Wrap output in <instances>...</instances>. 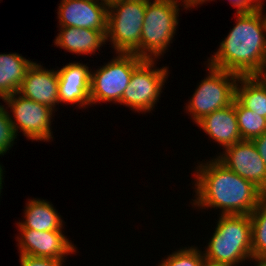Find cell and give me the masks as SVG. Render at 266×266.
<instances>
[{
  "instance_id": "8992f818",
  "label": "cell",
  "mask_w": 266,
  "mask_h": 266,
  "mask_svg": "<svg viewBox=\"0 0 266 266\" xmlns=\"http://www.w3.org/2000/svg\"><path fill=\"white\" fill-rule=\"evenodd\" d=\"M208 65V75L199 82L186 109L197 123L204 116L231 105L239 75Z\"/></svg>"
},
{
  "instance_id": "484cf974",
  "label": "cell",
  "mask_w": 266,
  "mask_h": 266,
  "mask_svg": "<svg viewBox=\"0 0 266 266\" xmlns=\"http://www.w3.org/2000/svg\"><path fill=\"white\" fill-rule=\"evenodd\" d=\"M252 141L255 144L262 160L266 164V131L259 137L253 139Z\"/></svg>"
},
{
  "instance_id": "ffe728a7",
  "label": "cell",
  "mask_w": 266,
  "mask_h": 266,
  "mask_svg": "<svg viewBox=\"0 0 266 266\" xmlns=\"http://www.w3.org/2000/svg\"><path fill=\"white\" fill-rule=\"evenodd\" d=\"M242 140L259 137L266 131V118L243 107L236 99L233 101Z\"/></svg>"
},
{
  "instance_id": "5bb4252c",
  "label": "cell",
  "mask_w": 266,
  "mask_h": 266,
  "mask_svg": "<svg viewBox=\"0 0 266 266\" xmlns=\"http://www.w3.org/2000/svg\"><path fill=\"white\" fill-rule=\"evenodd\" d=\"M41 65L33 62L27 70L18 93L55 109L59 104L58 97V71L43 69Z\"/></svg>"
},
{
  "instance_id": "8fae6325",
  "label": "cell",
  "mask_w": 266,
  "mask_h": 266,
  "mask_svg": "<svg viewBox=\"0 0 266 266\" xmlns=\"http://www.w3.org/2000/svg\"><path fill=\"white\" fill-rule=\"evenodd\" d=\"M18 230L19 236L21 234L17 236L20 255L64 260L68 254L76 252V247L62 231Z\"/></svg>"
},
{
  "instance_id": "cb8c5ba5",
  "label": "cell",
  "mask_w": 266,
  "mask_h": 266,
  "mask_svg": "<svg viewBox=\"0 0 266 266\" xmlns=\"http://www.w3.org/2000/svg\"><path fill=\"white\" fill-rule=\"evenodd\" d=\"M20 256L21 266H62L64 260H56L52 258L33 257L26 255Z\"/></svg>"
},
{
  "instance_id": "ba28073f",
  "label": "cell",
  "mask_w": 266,
  "mask_h": 266,
  "mask_svg": "<svg viewBox=\"0 0 266 266\" xmlns=\"http://www.w3.org/2000/svg\"><path fill=\"white\" fill-rule=\"evenodd\" d=\"M154 64V60H144L133 71L129 85L121 97V105L137 112L153 110L169 73L168 67L154 69Z\"/></svg>"
},
{
  "instance_id": "d4e9b609",
  "label": "cell",
  "mask_w": 266,
  "mask_h": 266,
  "mask_svg": "<svg viewBox=\"0 0 266 266\" xmlns=\"http://www.w3.org/2000/svg\"><path fill=\"white\" fill-rule=\"evenodd\" d=\"M229 2L237 7L236 13H247L257 9L250 0H229Z\"/></svg>"
},
{
  "instance_id": "603a6c76",
  "label": "cell",
  "mask_w": 266,
  "mask_h": 266,
  "mask_svg": "<svg viewBox=\"0 0 266 266\" xmlns=\"http://www.w3.org/2000/svg\"><path fill=\"white\" fill-rule=\"evenodd\" d=\"M16 136L8 110L6 111L4 106L0 105V156L13 146Z\"/></svg>"
},
{
  "instance_id": "30bf717a",
  "label": "cell",
  "mask_w": 266,
  "mask_h": 266,
  "mask_svg": "<svg viewBox=\"0 0 266 266\" xmlns=\"http://www.w3.org/2000/svg\"><path fill=\"white\" fill-rule=\"evenodd\" d=\"M224 150L216 159L266 195V164L253 141L242 140Z\"/></svg>"
},
{
  "instance_id": "4316f807",
  "label": "cell",
  "mask_w": 266,
  "mask_h": 266,
  "mask_svg": "<svg viewBox=\"0 0 266 266\" xmlns=\"http://www.w3.org/2000/svg\"><path fill=\"white\" fill-rule=\"evenodd\" d=\"M254 77L266 88V58Z\"/></svg>"
},
{
  "instance_id": "1f68e13d",
  "label": "cell",
  "mask_w": 266,
  "mask_h": 266,
  "mask_svg": "<svg viewBox=\"0 0 266 266\" xmlns=\"http://www.w3.org/2000/svg\"><path fill=\"white\" fill-rule=\"evenodd\" d=\"M102 1L109 5L110 3L114 2V1H118V0H102Z\"/></svg>"
},
{
  "instance_id": "e0dca14e",
  "label": "cell",
  "mask_w": 266,
  "mask_h": 266,
  "mask_svg": "<svg viewBox=\"0 0 266 266\" xmlns=\"http://www.w3.org/2000/svg\"><path fill=\"white\" fill-rule=\"evenodd\" d=\"M25 221L17 223L19 229L37 231H62L63 220L51 203L46 200L33 199L26 203Z\"/></svg>"
},
{
  "instance_id": "7c38bea8",
  "label": "cell",
  "mask_w": 266,
  "mask_h": 266,
  "mask_svg": "<svg viewBox=\"0 0 266 266\" xmlns=\"http://www.w3.org/2000/svg\"><path fill=\"white\" fill-rule=\"evenodd\" d=\"M59 26L107 31L108 4L102 0H62Z\"/></svg>"
},
{
  "instance_id": "4dcf8cb0",
  "label": "cell",
  "mask_w": 266,
  "mask_h": 266,
  "mask_svg": "<svg viewBox=\"0 0 266 266\" xmlns=\"http://www.w3.org/2000/svg\"><path fill=\"white\" fill-rule=\"evenodd\" d=\"M3 167L0 165V194H1V189L3 188L2 187V182H3V169H2ZM1 196V195H0Z\"/></svg>"
},
{
  "instance_id": "52a82bcc",
  "label": "cell",
  "mask_w": 266,
  "mask_h": 266,
  "mask_svg": "<svg viewBox=\"0 0 266 266\" xmlns=\"http://www.w3.org/2000/svg\"><path fill=\"white\" fill-rule=\"evenodd\" d=\"M118 56L96 72L91 71L90 102L121 104L123 92L128 87L133 71L144 61L134 53H117Z\"/></svg>"
},
{
  "instance_id": "7a4b0ae2",
  "label": "cell",
  "mask_w": 266,
  "mask_h": 266,
  "mask_svg": "<svg viewBox=\"0 0 266 266\" xmlns=\"http://www.w3.org/2000/svg\"><path fill=\"white\" fill-rule=\"evenodd\" d=\"M263 9L236 13V25L208 64L239 76H254L266 58V15Z\"/></svg>"
},
{
  "instance_id": "d6986e66",
  "label": "cell",
  "mask_w": 266,
  "mask_h": 266,
  "mask_svg": "<svg viewBox=\"0 0 266 266\" xmlns=\"http://www.w3.org/2000/svg\"><path fill=\"white\" fill-rule=\"evenodd\" d=\"M235 99L243 107L266 118V88L254 76L239 77Z\"/></svg>"
},
{
  "instance_id": "f546056e",
  "label": "cell",
  "mask_w": 266,
  "mask_h": 266,
  "mask_svg": "<svg viewBox=\"0 0 266 266\" xmlns=\"http://www.w3.org/2000/svg\"><path fill=\"white\" fill-rule=\"evenodd\" d=\"M263 1L264 0H250V2L257 8V9H263Z\"/></svg>"
},
{
  "instance_id": "ac0fdd59",
  "label": "cell",
  "mask_w": 266,
  "mask_h": 266,
  "mask_svg": "<svg viewBox=\"0 0 266 266\" xmlns=\"http://www.w3.org/2000/svg\"><path fill=\"white\" fill-rule=\"evenodd\" d=\"M32 64L17 53L0 54V99L18 92Z\"/></svg>"
},
{
  "instance_id": "d6a6232c",
  "label": "cell",
  "mask_w": 266,
  "mask_h": 266,
  "mask_svg": "<svg viewBox=\"0 0 266 266\" xmlns=\"http://www.w3.org/2000/svg\"><path fill=\"white\" fill-rule=\"evenodd\" d=\"M205 266H218V265H209V264H205Z\"/></svg>"
},
{
  "instance_id": "7402d4cb",
  "label": "cell",
  "mask_w": 266,
  "mask_h": 266,
  "mask_svg": "<svg viewBox=\"0 0 266 266\" xmlns=\"http://www.w3.org/2000/svg\"><path fill=\"white\" fill-rule=\"evenodd\" d=\"M204 254L197 247L182 248L168 255L158 266H205Z\"/></svg>"
},
{
  "instance_id": "2e32d148",
  "label": "cell",
  "mask_w": 266,
  "mask_h": 266,
  "mask_svg": "<svg viewBox=\"0 0 266 266\" xmlns=\"http://www.w3.org/2000/svg\"><path fill=\"white\" fill-rule=\"evenodd\" d=\"M54 45L75 54H93L106 44L107 31L61 26Z\"/></svg>"
},
{
  "instance_id": "9c48e42d",
  "label": "cell",
  "mask_w": 266,
  "mask_h": 266,
  "mask_svg": "<svg viewBox=\"0 0 266 266\" xmlns=\"http://www.w3.org/2000/svg\"><path fill=\"white\" fill-rule=\"evenodd\" d=\"M2 100L11 109L10 112L13 115L9 114V118L16 135L21 130L24 136L32 141L49 142L53 138L50 126L54 109L26 98L18 92L6 96Z\"/></svg>"
},
{
  "instance_id": "4fadbf2b",
  "label": "cell",
  "mask_w": 266,
  "mask_h": 266,
  "mask_svg": "<svg viewBox=\"0 0 266 266\" xmlns=\"http://www.w3.org/2000/svg\"><path fill=\"white\" fill-rule=\"evenodd\" d=\"M57 71L59 103H77L81 108L91 105L89 67L82 63L71 62Z\"/></svg>"
},
{
  "instance_id": "277c9868",
  "label": "cell",
  "mask_w": 266,
  "mask_h": 266,
  "mask_svg": "<svg viewBox=\"0 0 266 266\" xmlns=\"http://www.w3.org/2000/svg\"><path fill=\"white\" fill-rule=\"evenodd\" d=\"M146 0L144 23L141 31L143 60H155L165 53L178 25L179 2L177 0Z\"/></svg>"
},
{
  "instance_id": "6da1fadb",
  "label": "cell",
  "mask_w": 266,
  "mask_h": 266,
  "mask_svg": "<svg viewBox=\"0 0 266 266\" xmlns=\"http://www.w3.org/2000/svg\"><path fill=\"white\" fill-rule=\"evenodd\" d=\"M195 170L193 206L222 209V215H250L266 195L216 158Z\"/></svg>"
},
{
  "instance_id": "44dd1931",
  "label": "cell",
  "mask_w": 266,
  "mask_h": 266,
  "mask_svg": "<svg viewBox=\"0 0 266 266\" xmlns=\"http://www.w3.org/2000/svg\"><path fill=\"white\" fill-rule=\"evenodd\" d=\"M252 255L266 258V197L251 212Z\"/></svg>"
},
{
  "instance_id": "5b68a950",
  "label": "cell",
  "mask_w": 266,
  "mask_h": 266,
  "mask_svg": "<svg viewBox=\"0 0 266 266\" xmlns=\"http://www.w3.org/2000/svg\"><path fill=\"white\" fill-rule=\"evenodd\" d=\"M146 0H118L108 5L106 40L117 53H141Z\"/></svg>"
},
{
  "instance_id": "83f0119b",
  "label": "cell",
  "mask_w": 266,
  "mask_h": 266,
  "mask_svg": "<svg viewBox=\"0 0 266 266\" xmlns=\"http://www.w3.org/2000/svg\"><path fill=\"white\" fill-rule=\"evenodd\" d=\"M178 2L182 1L184 4L183 7L186 8V9H189L191 7H195V6H198L206 1H209V0H177Z\"/></svg>"
},
{
  "instance_id": "f1b7e54d",
  "label": "cell",
  "mask_w": 266,
  "mask_h": 266,
  "mask_svg": "<svg viewBox=\"0 0 266 266\" xmlns=\"http://www.w3.org/2000/svg\"><path fill=\"white\" fill-rule=\"evenodd\" d=\"M252 261L255 260L256 266H266V258H252Z\"/></svg>"
},
{
  "instance_id": "3957f363",
  "label": "cell",
  "mask_w": 266,
  "mask_h": 266,
  "mask_svg": "<svg viewBox=\"0 0 266 266\" xmlns=\"http://www.w3.org/2000/svg\"><path fill=\"white\" fill-rule=\"evenodd\" d=\"M206 247L204 259L209 265L237 266L252 259L250 215H222Z\"/></svg>"
},
{
  "instance_id": "9a60e30c",
  "label": "cell",
  "mask_w": 266,
  "mask_h": 266,
  "mask_svg": "<svg viewBox=\"0 0 266 266\" xmlns=\"http://www.w3.org/2000/svg\"><path fill=\"white\" fill-rule=\"evenodd\" d=\"M196 124L223 149L242 141L233 103L204 116Z\"/></svg>"
}]
</instances>
